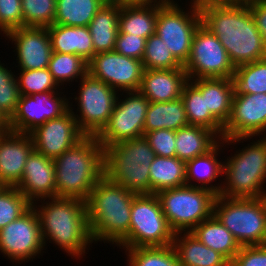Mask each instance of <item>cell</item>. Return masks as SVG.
I'll return each instance as SVG.
<instances>
[{
    "label": "cell",
    "instance_id": "681fc988",
    "mask_svg": "<svg viewBox=\"0 0 266 266\" xmlns=\"http://www.w3.org/2000/svg\"><path fill=\"white\" fill-rule=\"evenodd\" d=\"M211 2H220V3H249L253 0H208Z\"/></svg>",
    "mask_w": 266,
    "mask_h": 266
},
{
    "label": "cell",
    "instance_id": "5bb4252c",
    "mask_svg": "<svg viewBox=\"0 0 266 266\" xmlns=\"http://www.w3.org/2000/svg\"><path fill=\"white\" fill-rule=\"evenodd\" d=\"M266 131V93H234L229 120L223 126L224 143L248 140Z\"/></svg>",
    "mask_w": 266,
    "mask_h": 266
},
{
    "label": "cell",
    "instance_id": "e0dca14e",
    "mask_svg": "<svg viewBox=\"0 0 266 266\" xmlns=\"http://www.w3.org/2000/svg\"><path fill=\"white\" fill-rule=\"evenodd\" d=\"M88 73L116 91H139L144 71L136 58L113 51L95 54L87 64ZM118 89V90H117Z\"/></svg>",
    "mask_w": 266,
    "mask_h": 266
},
{
    "label": "cell",
    "instance_id": "7a4b0ae2",
    "mask_svg": "<svg viewBox=\"0 0 266 266\" xmlns=\"http://www.w3.org/2000/svg\"><path fill=\"white\" fill-rule=\"evenodd\" d=\"M49 200L44 203L46 205H38L39 208L31 203L39 219L44 246L46 240L51 239L68 255L80 258L87 246L94 242L86 202L66 197H51Z\"/></svg>",
    "mask_w": 266,
    "mask_h": 266
},
{
    "label": "cell",
    "instance_id": "74e56055",
    "mask_svg": "<svg viewBox=\"0 0 266 266\" xmlns=\"http://www.w3.org/2000/svg\"><path fill=\"white\" fill-rule=\"evenodd\" d=\"M142 63L148 70L184 68L156 33L146 39Z\"/></svg>",
    "mask_w": 266,
    "mask_h": 266
},
{
    "label": "cell",
    "instance_id": "60d3db41",
    "mask_svg": "<svg viewBox=\"0 0 266 266\" xmlns=\"http://www.w3.org/2000/svg\"><path fill=\"white\" fill-rule=\"evenodd\" d=\"M20 70V75L16 78L21 95L57 91V88H60L48 68Z\"/></svg>",
    "mask_w": 266,
    "mask_h": 266
},
{
    "label": "cell",
    "instance_id": "e575fe53",
    "mask_svg": "<svg viewBox=\"0 0 266 266\" xmlns=\"http://www.w3.org/2000/svg\"><path fill=\"white\" fill-rule=\"evenodd\" d=\"M232 79L236 93H266V58L235 67Z\"/></svg>",
    "mask_w": 266,
    "mask_h": 266
},
{
    "label": "cell",
    "instance_id": "603a6c76",
    "mask_svg": "<svg viewBox=\"0 0 266 266\" xmlns=\"http://www.w3.org/2000/svg\"><path fill=\"white\" fill-rule=\"evenodd\" d=\"M53 52L75 54L87 63L94 56L88 27L53 24L47 27Z\"/></svg>",
    "mask_w": 266,
    "mask_h": 266
},
{
    "label": "cell",
    "instance_id": "ffe728a7",
    "mask_svg": "<svg viewBox=\"0 0 266 266\" xmlns=\"http://www.w3.org/2000/svg\"><path fill=\"white\" fill-rule=\"evenodd\" d=\"M34 145L30 134L5 131L0 137V186L16 187Z\"/></svg>",
    "mask_w": 266,
    "mask_h": 266
},
{
    "label": "cell",
    "instance_id": "d6a6232c",
    "mask_svg": "<svg viewBox=\"0 0 266 266\" xmlns=\"http://www.w3.org/2000/svg\"><path fill=\"white\" fill-rule=\"evenodd\" d=\"M181 98L189 125L209 128L223 139L224 125L206 110L205 96L190 81L185 85Z\"/></svg>",
    "mask_w": 266,
    "mask_h": 266
},
{
    "label": "cell",
    "instance_id": "d4e9b609",
    "mask_svg": "<svg viewBox=\"0 0 266 266\" xmlns=\"http://www.w3.org/2000/svg\"><path fill=\"white\" fill-rule=\"evenodd\" d=\"M120 4L107 0L87 26L92 37L94 55L115 49Z\"/></svg>",
    "mask_w": 266,
    "mask_h": 266
},
{
    "label": "cell",
    "instance_id": "f546056e",
    "mask_svg": "<svg viewBox=\"0 0 266 266\" xmlns=\"http://www.w3.org/2000/svg\"><path fill=\"white\" fill-rule=\"evenodd\" d=\"M221 143L219 142L212 150H210L207 154L195 157L194 159L188 161L186 163V184L188 186H197L194 185L190 181L197 180L200 182L199 187L207 188L217 195L220 194L221 185L214 186L210 183L216 180L220 175H223V162L218 161L217 156L219 152V148L224 146V139H221ZM222 144V145H221ZM202 183V184H201ZM210 185V186H209Z\"/></svg>",
    "mask_w": 266,
    "mask_h": 266
},
{
    "label": "cell",
    "instance_id": "ac0fdd59",
    "mask_svg": "<svg viewBox=\"0 0 266 266\" xmlns=\"http://www.w3.org/2000/svg\"><path fill=\"white\" fill-rule=\"evenodd\" d=\"M34 150L55 159L81 140L85 134L79 129L73 116V108L60 117L48 120L30 133Z\"/></svg>",
    "mask_w": 266,
    "mask_h": 266
},
{
    "label": "cell",
    "instance_id": "b9f144b4",
    "mask_svg": "<svg viewBox=\"0 0 266 266\" xmlns=\"http://www.w3.org/2000/svg\"><path fill=\"white\" fill-rule=\"evenodd\" d=\"M0 63V112L9 120L15 113L20 99L16 75Z\"/></svg>",
    "mask_w": 266,
    "mask_h": 266
},
{
    "label": "cell",
    "instance_id": "ab89813d",
    "mask_svg": "<svg viewBox=\"0 0 266 266\" xmlns=\"http://www.w3.org/2000/svg\"><path fill=\"white\" fill-rule=\"evenodd\" d=\"M23 26L48 27L54 24L57 0H21Z\"/></svg>",
    "mask_w": 266,
    "mask_h": 266
},
{
    "label": "cell",
    "instance_id": "7402d4cb",
    "mask_svg": "<svg viewBox=\"0 0 266 266\" xmlns=\"http://www.w3.org/2000/svg\"><path fill=\"white\" fill-rule=\"evenodd\" d=\"M188 82L184 68L144 69L139 91L149 102H169L182 96Z\"/></svg>",
    "mask_w": 266,
    "mask_h": 266
},
{
    "label": "cell",
    "instance_id": "f6af8a7d",
    "mask_svg": "<svg viewBox=\"0 0 266 266\" xmlns=\"http://www.w3.org/2000/svg\"><path fill=\"white\" fill-rule=\"evenodd\" d=\"M146 39L129 33H118L116 37L115 51L121 55L143 59Z\"/></svg>",
    "mask_w": 266,
    "mask_h": 266
},
{
    "label": "cell",
    "instance_id": "484cf974",
    "mask_svg": "<svg viewBox=\"0 0 266 266\" xmlns=\"http://www.w3.org/2000/svg\"><path fill=\"white\" fill-rule=\"evenodd\" d=\"M175 233L173 247L181 266H230L220 253L205 246L190 232Z\"/></svg>",
    "mask_w": 266,
    "mask_h": 266
},
{
    "label": "cell",
    "instance_id": "8d00e7d4",
    "mask_svg": "<svg viewBox=\"0 0 266 266\" xmlns=\"http://www.w3.org/2000/svg\"><path fill=\"white\" fill-rule=\"evenodd\" d=\"M87 62L75 54L53 52L49 62V72L56 83L62 86L65 82L81 79L87 72Z\"/></svg>",
    "mask_w": 266,
    "mask_h": 266
},
{
    "label": "cell",
    "instance_id": "f35d334b",
    "mask_svg": "<svg viewBox=\"0 0 266 266\" xmlns=\"http://www.w3.org/2000/svg\"><path fill=\"white\" fill-rule=\"evenodd\" d=\"M30 207L31 202L16 187L0 186V230Z\"/></svg>",
    "mask_w": 266,
    "mask_h": 266
},
{
    "label": "cell",
    "instance_id": "4316f807",
    "mask_svg": "<svg viewBox=\"0 0 266 266\" xmlns=\"http://www.w3.org/2000/svg\"><path fill=\"white\" fill-rule=\"evenodd\" d=\"M219 142H221V138L211 129L198 125H187L176 130V157L187 163L195 157L207 154Z\"/></svg>",
    "mask_w": 266,
    "mask_h": 266
},
{
    "label": "cell",
    "instance_id": "bcb514c9",
    "mask_svg": "<svg viewBox=\"0 0 266 266\" xmlns=\"http://www.w3.org/2000/svg\"><path fill=\"white\" fill-rule=\"evenodd\" d=\"M230 266H266V245L241 246Z\"/></svg>",
    "mask_w": 266,
    "mask_h": 266
},
{
    "label": "cell",
    "instance_id": "7bdbcfd3",
    "mask_svg": "<svg viewBox=\"0 0 266 266\" xmlns=\"http://www.w3.org/2000/svg\"><path fill=\"white\" fill-rule=\"evenodd\" d=\"M152 150L157 156L174 157L176 131L169 129H160L147 132L144 135Z\"/></svg>",
    "mask_w": 266,
    "mask_h": 266
},
{
    "label": "cell",
    "instance_id": "f907efd6",
    "mask_svg": "<svg viewBox=\"0 0 266 266\" xmlns=\"http://www.w3.org/2000/svg\"><path fill=\"white\" fill-rule=\"evenodd\" d=\"M0 129H9L8 120L0 112Z\"/></svg>",
    "mask_w": 266,
    "mask_h": 266
},
{
    "label": "cell",
    "instance_id": "816d5d0a",
    "mask_svg": "<svg viewBox=\"0 0 266 266\" xmlns=\"http://www.w3.org/2000/svg\"><path fill=\"white\" fill-rule=\"evenodd\" d=\"M7 130H9V129H0V137H1V135H2L5 131H7Z\"/></svg>",
    "mask_w": 266,
    "mask_h": 266
},
{
    "label": "cell",
    "instance_id": "ee69618b",
    "mask_svg": "<svg viewBox=\"0 0 266 266\" xmlns=\"http://www.w3.org/2000/svg\"><path fill=\"white\" fill-rule=\"evenodd\" d=\"M23 27L21 0H0V31H8Z\"/></svg>",
    "mask_w": 266,
    "mask_h": 266
},
{
    "label": "cell",
    "instance_id": "277c9868",
    "mask_svg": "<svg viewBox=\"0 0 266 266\" xmlns=\"http://www.w3.org/2000/svg\"><path fill=\"white\" fill-rule=\"evenodd\" d=\"M56 197L86 201L104 175V147L94 135H85L54 159Z\"/></svg>",
    "mask_w": 266,
    "mask_h": 266
},
{
    "label": "cell",
    "instance_id": "f1b7e54d",
    "mask_svg": "<svg viewBox=\"0 0 266 266\" xmlns=\"http://www.w3.org/2000/svg\"><path fill=\"white\" fill-rule=\"evenodd\" d=\"M189 125L185 107L180 97L169 102H150L144 122V135L160 129L176 131Z\"/></svg>",
    "mask_w": 266,
    "mask_h": 266
},
{
    "label": "cell",
    "instance_id": "30bf717a",
    "mask_svg": "<svg viewBox=\"0 0 266 266\" xmlns=\"http://www.w3.org/2000/svg\"><path fill=\"white\" fill-rule=\"evenodd\" d=\"M191 3L190 12L182 10L174 1L160 5L157 16L155 33L182 66L190 56L193 36L202 23L198 0Z\"/></svg>",
    "mask_w": 266,
    "mask_h": 266
},
{
    "label": "cell",
    "instance_id": "d590c367",
    "mask_svg": "<svg viewBox=\"0 0 266 266\" xmlns=\"http://www.w3.org/2000/svg\"><path fill=\"white\" fill-rule=\"evenodd\" d=\"M129 266H181L173 245L126 248Z\"/></svg>",
    "mask_w": 266,
    "mask_h": 266
},
{
    "label": "cell",
    "instance_id": "d6986e66",
    "mask_svg": "<svg viewBox=\"0 0 266 266\" xmlns=\"http://www.w3.org/2000/svg\"><path fill=\"white\" fill-rule=\"evenodd\" d=\"M5 36L15 44L20 69L48 68L53 50L47 27L23 26L8 31Z\"/></svg>",
    "mask_w": 266,
    "mask_h": 266
},
{
    "label": "cell",
    "instance_id": "c3c4849f",
    "mask_svg": "<svg viewBox=\"0 0 266 266\" xmlns=\"http://www.w3.org/2000/svg\"><path fill=\"white\" fill-rule=\"evenodd\" d=\"M123 6H160L165 5L173 0H113Z\"/></svg>",
    "mask_w": 266,
    "mask_h": 266
},
{
    "label": "cell",
    "instance_id": "4dcf8cb0",
    "mask_svg": "<svg viewBox=\"0 0 266 266\" xmlns=\"http://www.w3.org/2000/svg\"><path fill=\"white\" fill-rule=\"evenodd\" d=\"M150 194L161 190L177 188L186 184V162L176 156H155L149 167Z\"/></svg>",
    "mask_w": 266,
    "mask_h": 266
},
{
    "label": "cell",
    "instance_id": "83f0119b",
    "mask_svg": "<svg viewBox=\"0 0 266 266\" xmlns=\"http://www.w3.org/2000/svg\"><path fill=\"white\" fill-rule=\"evenodd\" d=\"M190 233L205 246L222 254L229 262L241 247L232 233L214 215L202 221Z\"/></svg>",
    "mask_w": 266,
    "mask_h": 266
},
{
    "label": "cell",
    "instance_id": "3957f363",
    "mask_svg": "<svg viewBox=\"0 0 266 266\" xmlns=\"http://www.w3.org/2000/svg\"><path fill=\"white\" fill-rule=\"evenodd\" d=\"M135 195L105 175L97 181L85 201L93 241L118 245L128 235Z\"/></svg>",
    "mask_w": 266,
    "mask_h": 266
},
{
    "label": "cell",
    "instance_id": "9a60e30c",
    "mask_svg": "<svg viewBox=\"0 0 266 266\" xmlns=\"http://www.w3.org/2000/svg\"><path fill=\"white\" fill-rule=\"evenodd\" d=\"M58 91L21 95L17 108L8 120L9 130L30 134L48 120L60 117L68 109L69 100Z\"/></svg>",
    "mask_w": 266,
    "mask_h": 266
},
{
    "label": "cell",
    "instance_id": "5b68a950",
    "mask_svg": "<svg viewBox=\"0 0 266 266\" xmlns=\"http://www.w3.org/2000/svg\"><path fill=\"white\" fill-rule=\"evenodd\" d=\"M156 154L143 135L104 148V175L136 194H150L149 167Z\"/></svg>",
    "mask_w": 266,
    "mask_h": 266
},
{
    "label": "cell",
    "instance_id": "1f68e13d",
    "mask_svg": "<svg viewBox=\"0 0 266 266\" xmlns=\"http://www.w3.org/2000/svg\"><path fill=\"white\" fill-rule=\"evenodd\" d=\"M159 6H120L118 33L147 39L155 34Z\"/></svg>",
    "mask_w": 266,
    "mask_h": 266
},
{
    "label": "cell",
    "instance_id": "836d02e7",
    "mask_svg": "<svg viewBox=\"0 0 266 266\" xmlns=\"http://www.w3.org/2000/svg\"><path fill=\"white\" fill-rule=\"evenodd\" d=\"M107 0H57L54 24L87 27Z\"/></svg>",
    "mask_w": 266,
    "mask_h": 266
},
{
    "label": "cell",
    "instance_id": "8992f818",
    "mask_svg": "<svg viewBox=\"0 0 266 266\" xmlns=\"http://www.w3.org/2000/svg\"><path fill=\"white\" fill-rule=\"evenodd\" d=\"M239 150L223 163L227 182L220 194L226 198H264L266 190V135Z\"/></svg>",
    "mask_w": 266,
    "mask_h": 266
},
{
    "label": "cell",
    "instance_id": "cb8c5ba5",
    "mask_svg": "<svg viewBox=\"0 0 266 266\" xmlns=\"http://www.w3.org/2000/svg\"><path fill=\"white\" fill-rule=\"evenodd\" d=\"M205 96L209 110L223 125L229 120L235 93L232 78H208L189 80Z\"/></svg>",
    "mask_w": 266,
    "mask_h": 266
},
{
    "label": "cell",
    "instance_id": "7c38bea8",
    "mask_svg": "<svg viewBox=\"0 0 266 266\" xmlns=\"http://www.w3.org/2000/svg\"><path fill=\"white\" fill-rule=\"evenodd\" d=\"M79 96L75 97L78 102V112H73L79 129L85 135L96 136L107 124L113 112L117 96L114 88L103 81L94 78L88 72L80 80Z\"/></svg>",
    "mask_w": 266,
    "mask_h": 266
},
{
    "label": "cell",
    "instance_id": "44dd1931",
    "mask_svg": "<svg viewBox=\"0 0 266 266\" xmlns=\"http://www.w3.org/2000/svg\"><path fill=\"white\" fill-rule=\"evenodd\" d=\"M16 188L31 202L56 197L54 159L33 150L25 162L24 172ZM36 199V200H35ZM39 199V200H38Z\"/></svg>",
    "mask_w": 266,
    "mask_h": 266
},
{
    "label": "cell",
    "instance_id": "52a82bcc",
    "mask_svg": "<svg viewBox=\"0 0 266 266\" xmlns=\"http://www.w3.org/2000/svg\"><path fill=\"white\" fill-rule=\"evenodd\" d=\"M213 215L240 246L266 245V197L226 198L217 195Z\"/></svg>",
    "mask_w": 266,
    "mask_h": 266
},
{
    "label": "cell",
    "instance_id": "ba28073f",
    "mask_svg": "<svg viewBox=\"0 0 266 266\" xmlns=\"http://www.w3.org/2000/svg\"><path fill=\"white\" fill-rule=\"evenodd\" d=\"M164 216L175 233L191 232L213 215L217 194L198 186H182L156 193Z\"/></svg>",
    "mask_w": 266,
    "mask_h": 266
},
{
    "label": "cell",
    "instance_id": "8fae6325",
    "mask_svg": "<svg viewBox=\"0 0 266 266\" xmlns=\"http://www.w3.org/2000/svg\"><path fill=\"white\" fill-rule=\"evenodd\" d=\"M189 80L233 78L235 66L224 46L202 23L193 36L190 56L183 66Z\"/></svg>",
    "mask_w": 266,
    "mask_h": 266
},
{
    "label": "cell",
    "instance_id": "7dc6e473",
    "mask_svg": "<svg viewBox=\"0 0 266 266\" xmlns=\"http://www.w3.org/2000/svg\"><path fill=\"white\" fill-rule=\"evenodd\" d=\"M247 4L266 46V0H253Z\"/></svg>",
    "mask_w": 266,
    "mask_h": 266
},
{
    "label": "cell",
    "instance_id": "6da1fadb",
    "mask_svg": "<svg viewBox=\"0 0 266 266\" xmlns=\"http://www.w3.org/2000/svg\"><path fill=\"white\" fill-rule=\"evenodd\" d=\"M202 24L224 46L237 67L266 58V46L247 3L198 0Z\"/></svg>",
    "mask_w": 266,
    "mask_h": 266
},
{
    "label": "cell",
    "instance_id": "2e32d148",
    "mask_svg": "<svg viewBox=\"0 0 266 266\" xmlns=\"http://www.w3.org/2000/svg\"><path fill=\"white\" fill-rule=\"evenodd\" d=\"M44 243L39 219L31 206L18 219L0 230V251L12 262H27L41 254Z\"/></svg>",
    "mask_w": 266,
    "mask_h": 266
},
{
    "label": "cell",
    "instance_id": "9c48e42d",
    "mask_svg": "<svg viewBox=\"0 0 266 266\" xmlns=\"http://www.w3.org/2000/svg\"><path fill=\"white\" fill-rule=\"evenodd\" d=\"M174 236L156 194H136L132 201L129 233L118 246L125 249L167 246L173 244Z\"/></svg>",
    "mask_w": 266,
    "mask_h": 266
},
{
    "label": "cell",
    "instance_id": "4fadbf2b",
    "mask_svg": "<svg viewBox=\"0 0 266 266\" xmlns=\"http://www.w3.org/2000/svg\"><path fill=\"white\" fill-rule=\"evenodd\" d=\"M125 93L128 95L125 100L119 101L117 97L107 124L95 136L104 148L144 135L145 116L150 102L140 91Z\"/></svg>",
    "mask_w": 266,
    "mask_h": 266
}]
</instances>
